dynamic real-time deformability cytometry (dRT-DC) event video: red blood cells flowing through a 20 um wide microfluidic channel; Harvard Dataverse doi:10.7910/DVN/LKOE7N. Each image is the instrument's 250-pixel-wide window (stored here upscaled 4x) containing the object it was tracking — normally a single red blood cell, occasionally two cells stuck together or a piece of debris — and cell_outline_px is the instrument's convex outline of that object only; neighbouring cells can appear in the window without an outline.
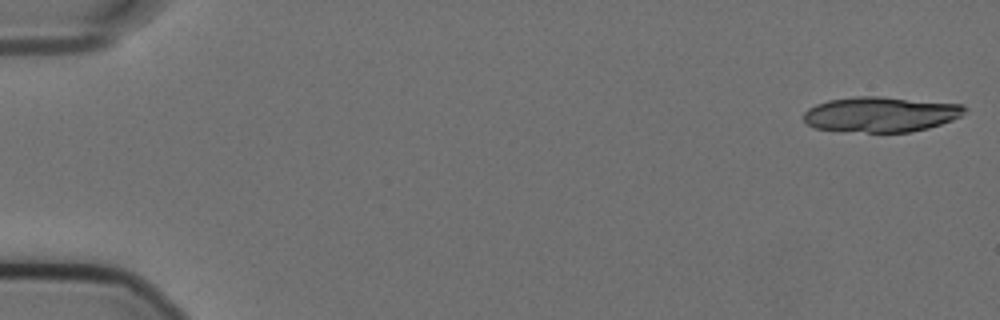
{"species": "Egyptian fruit bat (a non-hibernating species)", "species_latin": "Rousettus aegyptiacus", "temperature_condition": "cold", "stored_images_in_passage": 12, "camera_frame_rate_fps": 3000, "um_per_image_px": 0.085, "animal": {"sex": "female"}, "frame": {"image": 1, "passage_image": 1, "time_ms": 0.0, "image_size_px": [1000, 320], "cell_outline_px": [[968, 108], [960, 116], [952, 120], [928, 128], [908, 132], [868, 132], [816, 128], [808, 124], [804, 120], [804, 112], [808, 108], [816, 104], [828, 100], [856, 96], [880, 96], [964, 104]], "centroid_in_image_um": [74.89, 9.7], "position_along_channel_um": 10.1, "area_um2": 33.0}}